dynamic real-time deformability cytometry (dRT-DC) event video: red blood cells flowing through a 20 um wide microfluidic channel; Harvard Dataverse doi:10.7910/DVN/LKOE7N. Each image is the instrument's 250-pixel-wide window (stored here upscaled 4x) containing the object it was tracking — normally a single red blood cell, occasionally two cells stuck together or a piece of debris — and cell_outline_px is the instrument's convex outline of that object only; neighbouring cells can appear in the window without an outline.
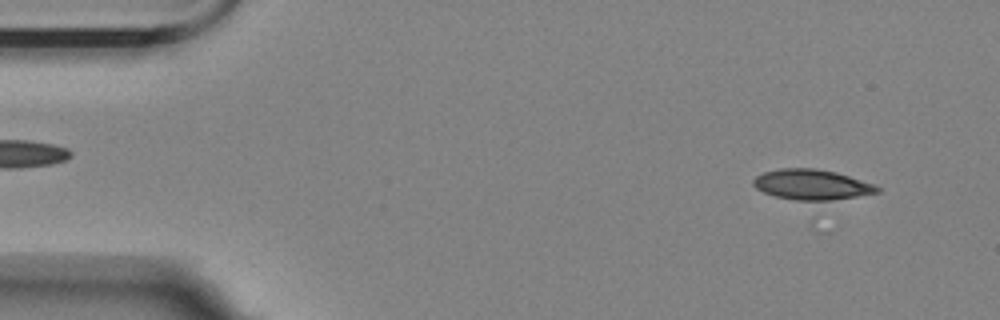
{"species": "Egyptian fruit bat (a non-hibernating species)", "species_latin": "Rousettus aegyptiacus", "temperature_condition": "room temperature", "stored_images_in_passage": 7, "camera_frame_rate_fps": 3000, "um_per_image_px": 0.085, "animal": {"sex": "female"}, "frame": {"image": 1, "passage_image": 3, "time_ms": 2.333, "image_size_px": [1000, 320], "cell_outline_px": [[880, 192], [832, 200], [796, 200], [776, 196], [764, 192], [756, 188], [752, 184], [752, 180], [756, 176], [764, 172], [780, 168], [816, 168], [836, 172], [876, 184], [880, 188]], "centroid_in_image_um": [69.01, 15.68], "position_along_channel_um": 16.0, "area_um2": 21.85}}
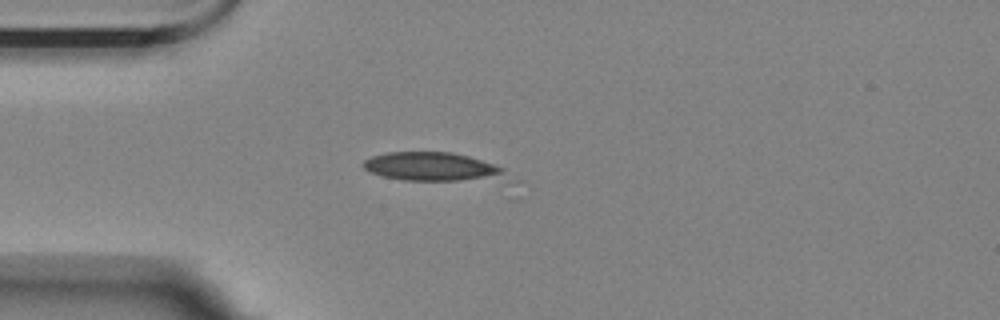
{"frame": {"image": 2, "passage_image": 6, "time_ms": 5.667, "image_size_px": [1000, 320], "cell_outline_px": [[520, 180], [512, 184], [504, 184], [404, 180], [384, 176], [368, 172], [360, 164], [364, 160], [372, 156], [388, 152], [452, 152], [468, 156], [504, 168]], "centroid_in_image_um": [37.15, 14.28], "position_along_channel_um": 47.8, "area_um2": 26.24}}